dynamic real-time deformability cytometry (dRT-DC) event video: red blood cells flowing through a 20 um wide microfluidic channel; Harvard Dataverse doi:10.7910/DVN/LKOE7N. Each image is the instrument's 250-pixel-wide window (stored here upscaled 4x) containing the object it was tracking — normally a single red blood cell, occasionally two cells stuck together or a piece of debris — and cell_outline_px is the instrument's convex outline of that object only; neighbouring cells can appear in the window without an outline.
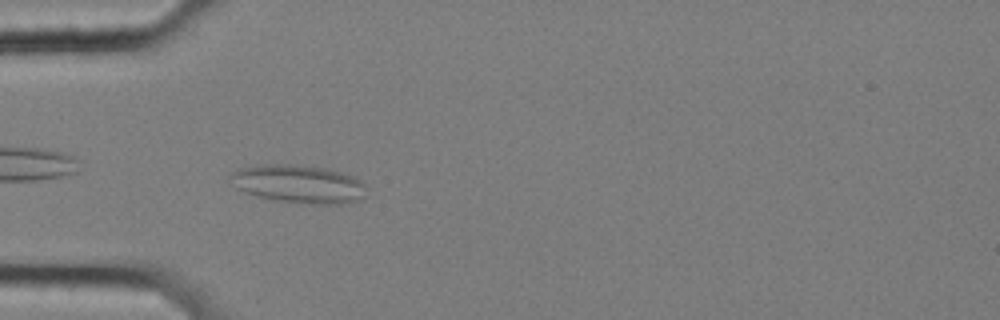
{"species": "common noctule bat (a hibernating species)", "species_latin": "Nyctalus noctula", "temperature_condition": "cold", "stored_images_in_passage": 42, "camera_frame_rate_fps": 3000, "um_per_image_px": 0.085, "animal": {"sex": "female", "body_mass_g": 25.1}, "frame": {"image": 1, "passage_image": 2, "time_ms": 0.333, "image_size_px": [1000, 320], "cell_outline_px": [[368, 196], [360, 200], [336, 204], [316, 204], [272, 200], [244, 192], [236, 188], [228, 176], [236, 168], [260, 164], [288, 164], [324, 168], [340, 172], [352, 176], [360, 180], [364, 184]], "centroid_in_image_um": [25.36, 15.64], "position_along_channel_um": 59.6, "area_um2": 30.46}}
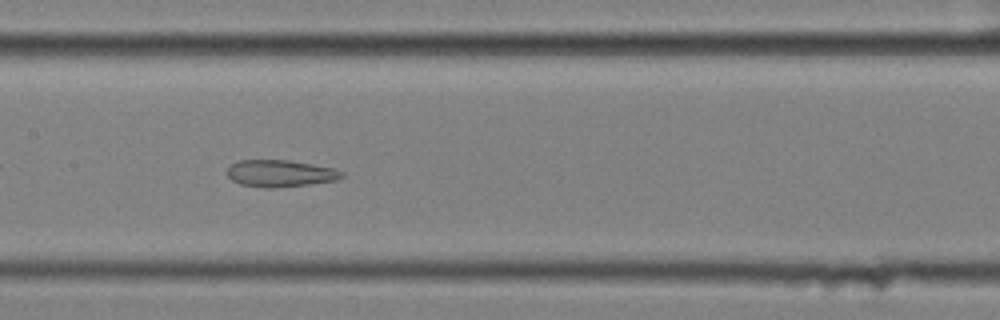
{"frame": {"image": 2, "passage_image": 13, "time_ms": 4.0, "image_size_px": [1000, 320], "cell_outline_px": [[344, 176], [336, 180], [308, 184], [276, 188], [264, 188], [240, 184], [232, 180], [224, 172], [236, 160], [288, 160], [336, 168], [344, 172]], "centroid_in_image_um": [23.8, 14.74], "position_along_channel_um": 183.6, "area_um2": 18.15}}
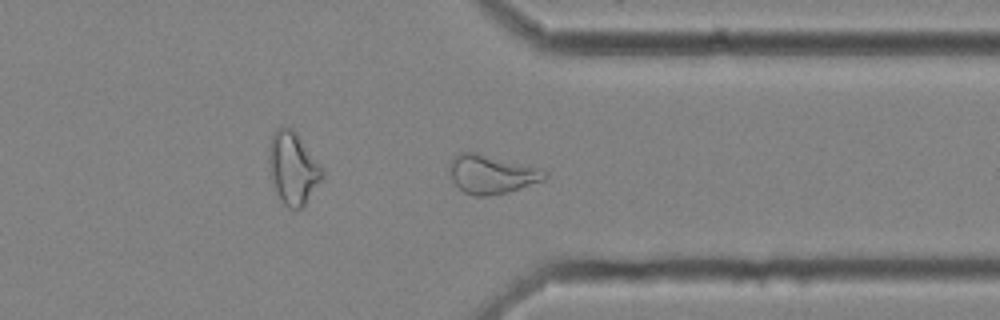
{"frame": {"image": 3, "passage_image": 29, "time_ms": 9.333, "image_size_px": [1000, 320], "cell_outline_px": [[548, 176], [544, 180], [508, 192], [488, 196], [476, 196], [464, 192], [452, 180], [448, 164], [452, 156], [460, 152], [476, 152], [540, 168], [548, 172]], "centroid_in_image_um": [41.77, 14.8], "position_along_channel_um": 369.6, "area_um2": 21.56}, "authors_computed_cell_mechanics": {"area_um2": 20.7502, "velocity_mm_per_s": 3.4852, "shape_relaxation_time_tau1_ms": null, "shape_relaxation_time_tau2_ms": 3.7209, "deformation_change_tau1": null, "deformation_change_tau2": 0.1104}}